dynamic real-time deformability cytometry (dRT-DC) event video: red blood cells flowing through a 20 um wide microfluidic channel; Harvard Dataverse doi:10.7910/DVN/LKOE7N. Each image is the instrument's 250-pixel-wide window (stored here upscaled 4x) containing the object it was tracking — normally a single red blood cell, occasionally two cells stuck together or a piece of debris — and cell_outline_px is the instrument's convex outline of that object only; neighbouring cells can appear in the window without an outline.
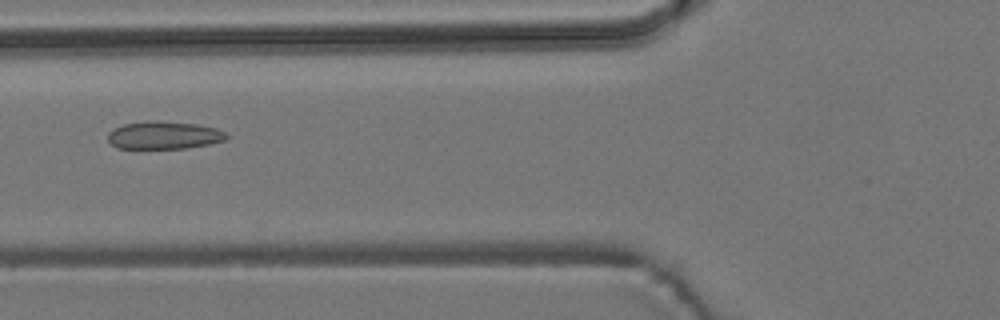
{"species": "common noctule bat (a hibernating species)", "species_latin": "Nyctalus noctula", "temperature_condition": "room temperature", "stored_images_in_passage": 5, "camera_frame_rate_fps": 3000, "um_per_image_px": 0.085, "animal": {"sex": "male", "body_mass_g": 19.2, "forearm_length_mm": 51.8}, "frame": {"image": 1, "passage_image": 3, "time_ms": 2.333, "image_size_px": [1000, 320], "cell_outline_px": [[228, 136], [224, 140], [208, 144], [188, 148], [116, 148], [108, 140], [108, 132], [124, 124], [152, 120], [196, 124], [216, 128], [224, 132]], "centroid_in_image_um": [13.92, 11.49], "position_along_channel_um": 111.9, "area_um2": 18.96}}
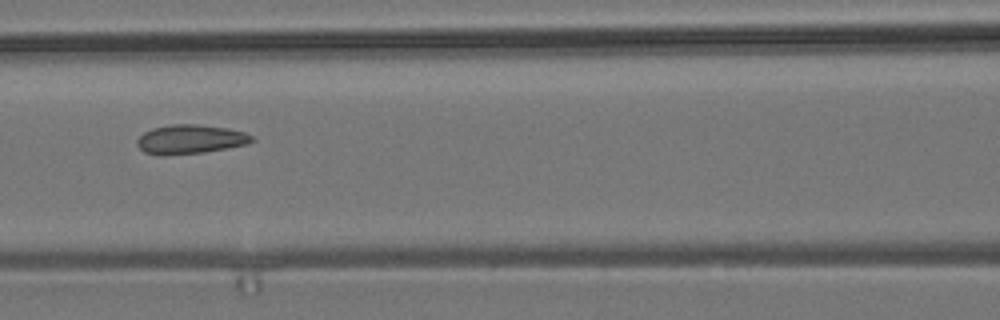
{"frame": {"image": 2, "passage_image": 4, "time_ms": 3.333, "image_size_px": [1000, 320], "cell_outline_px": [[256, 140], [248, 144], [228, 148], [204, 152], [164, 156], [160, 156], [144, 152], [136, 144], [136, 140], [144, 132], [152, 128], [172, 124], [196, 124], [228, 128], [244, 132], [252, 136]], "centroid_in_image_um": [16.17, 11.85], "position_along_channel_um": 150.4, "area_um2": 19.71}}
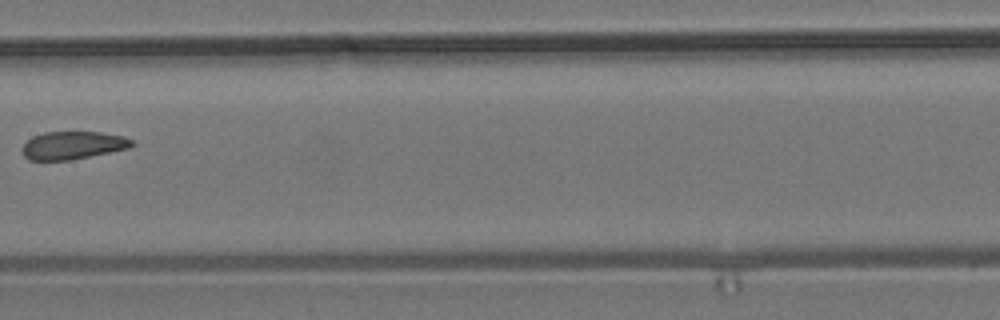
{"frame": {"image": 3, "passage_image": 5, "time_ms": 4.667, "image_size_px": [1000, 320], "cell_outline_px": [[136, 144], [128, 148], [72, 160], [28, 160], [24, 156], [20, 148], [32, 136], [44, 132], [100, 132], [124, 136], [132, 140]], "centroid_in_image_um": [6.17, 12.35], "position_along_channel_um": 201.2, "area_um2": 17.92}}